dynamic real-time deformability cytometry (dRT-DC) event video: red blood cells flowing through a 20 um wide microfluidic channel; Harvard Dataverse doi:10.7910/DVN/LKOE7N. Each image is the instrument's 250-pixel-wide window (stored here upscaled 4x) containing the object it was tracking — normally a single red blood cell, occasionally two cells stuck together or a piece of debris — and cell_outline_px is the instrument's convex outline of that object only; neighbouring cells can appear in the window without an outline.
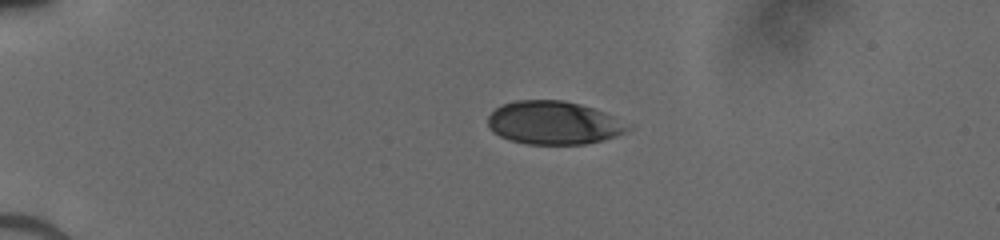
{"species": "human", "species_latin": "Homo sapiens", "temperature_condition": "cold", "stored_images_in_passage": 39, "camera_frame_rate_fps": 3000, "um_per_image_px": 0.085, "donor": {"sex": "male"}, "frame": {"image": 1, "passage_image": 1, "time_ms": 0.0, "image_size_px": [1000, 240], "cell_outline_px": [[632, 128], [628, 132], [600, 140], [584, 144], [528, 144], [508, 140], [492, 132], [488, 128], [488, 116], [500, 104], [516, 100], [564, 100], [580, 104], [604, 112], [632, 124]], "centroid_in_image_um": [47.06, 10.43], "position_along_channel_um": 37.9, "area_um2": 35.55}}
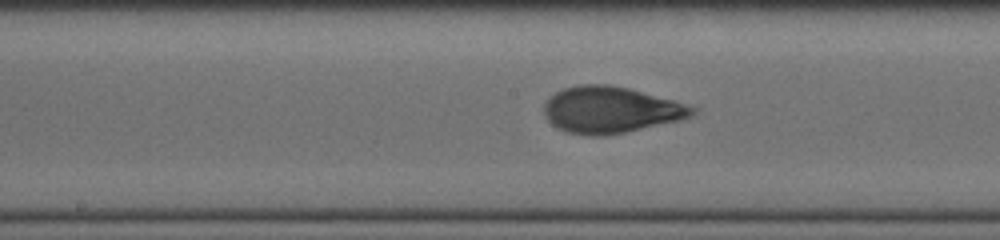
{"frame": {"image": 2, "passage_image": 17, "time_ms": 5.333, "image_size_px": [1000, 240], "cell_outline_px": [[696, 112], [692, 116], [680, 120], [624, 132], [604, 136], [588, 136], [564, 132], [556, 128], [548, 120], [544, 112], [544, 104], [556, 92], [564, 88], [580, 84], [608, 84], [628, 88], [672, 100], [696, 108]], "centroid_in_image_um": [51.87, 9.35], "position_along_channel_um": 196.3, "area_um2": 39.88}}
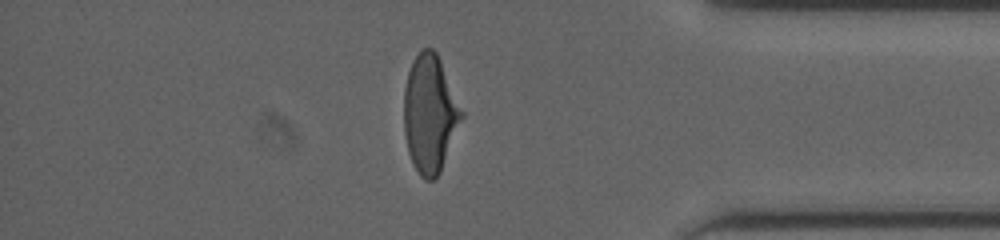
{"frame": {"image": 3, "passage_image": 33, "time_ms": 10.667, "image_size_px": [1000, 240], "cell_outline_px": [[464, 116], [440, 172], [432, 180], [424, 180], [420, 176], [412, 164], [408, 152], [404, 132], [404, 88], [408, 72], [412, 60], [424, 48], [432, 48], [436, 52], [440, 60], [464, 112]], "centroid_in_image_um": [36.54, 9.69], "position_along_channel_um": 398.7, "area_um2": 39.54}}